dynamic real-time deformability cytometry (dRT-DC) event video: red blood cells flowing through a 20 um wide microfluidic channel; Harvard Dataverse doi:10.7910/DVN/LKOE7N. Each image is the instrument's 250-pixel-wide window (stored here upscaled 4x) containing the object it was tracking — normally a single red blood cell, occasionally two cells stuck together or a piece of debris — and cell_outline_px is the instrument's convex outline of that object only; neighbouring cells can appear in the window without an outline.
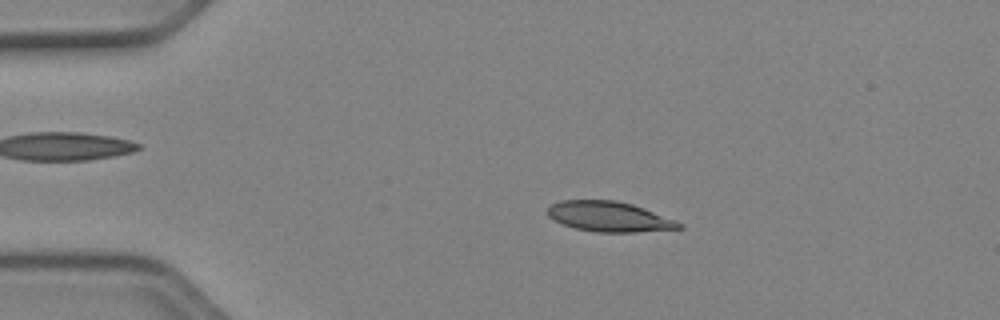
{"species": "Egyptian fruit bat (a non-hibernating species)", "species_latin": "Rousettus aegyptiacus", "temperature_condition": "cold", "stored_images_in_passage": 51, "camera_frame_rate_fps": 3000, "um_per_image_px": 0.085, "animal": {"sex": "female"}, "frame": {"image": 1, "passage_image": 10, "time_ms": 3.0, "image_size_px": [1000, 320], "cell_outline_px": [[684, 228], [636, 232], [596, 232], [576, 228], [564, 224], [548, 216], [548, 208], [552, 204], [560, 200], [616, 200], [632, 204], [644, 208], [684, 224]], "centroid_in_image_um": [51.8, 18.41], "position_along_channel_um": 33.2, "area_um2": 22.89}}
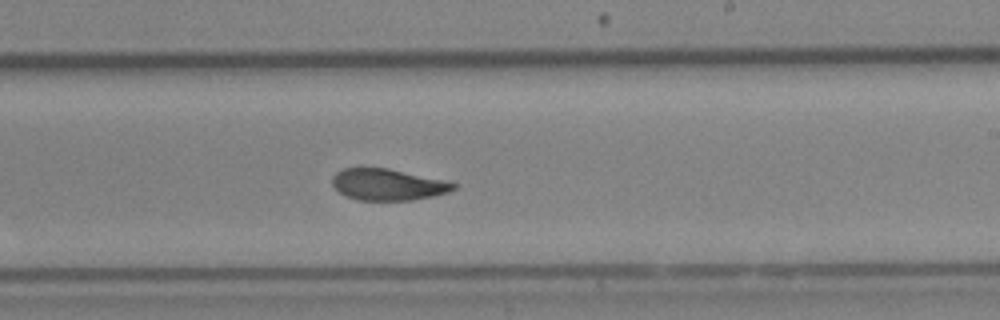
{"frame": {"image": 2, "passage_image": 31, "time_ms": 10.0, "image_size_px": [1000, 320], "cell_outline_px": [[460, 184], [456, 188], [448, 192], [432, 196], [412, 200], [356, 200], [340, 192], [332, 184], [332, 176], [336, 172], [344, 168], [388, 168], [444, 180]], "centroid_in_image_um": [32.98, 15.68], "position_along_channel_um": 256.0, "area_um2": 22.14}}
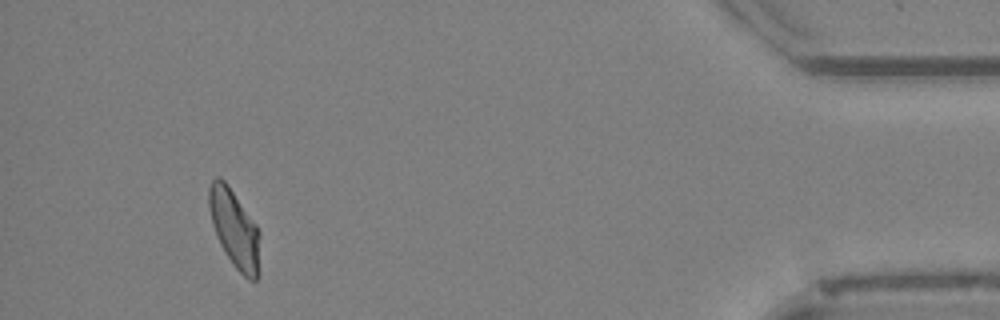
{"frame": {"image": 3, "passage_image": 48, "time_ms": 15.667, "image_size_px": [1000, 320], "cell_outline_px": [[260, 232], [256, 280], [248, 280], [232, 264], [220, 244], [216, 236], [212, 224], [208, 208], [208, 188], [212, 180], [216, 176], [220, 176], [224, 180], [256, 224]], "centroid_in_image_um": [19.89, 19.4], "position_along_channel_um": 415.3, "area_um2": 22.89}, "authors_computed_cell_mechanics": {"area_um2": 23.0622, "velocity_mm_per_s": 3.9177, "shape_relaxation_time_tau1_ms": 5.7153, "shape_relaxation_time_tau2_ms": 1.7645, "deformation_change_tau1": 0.1615, "deformation_change_tau2": 0.0638}}